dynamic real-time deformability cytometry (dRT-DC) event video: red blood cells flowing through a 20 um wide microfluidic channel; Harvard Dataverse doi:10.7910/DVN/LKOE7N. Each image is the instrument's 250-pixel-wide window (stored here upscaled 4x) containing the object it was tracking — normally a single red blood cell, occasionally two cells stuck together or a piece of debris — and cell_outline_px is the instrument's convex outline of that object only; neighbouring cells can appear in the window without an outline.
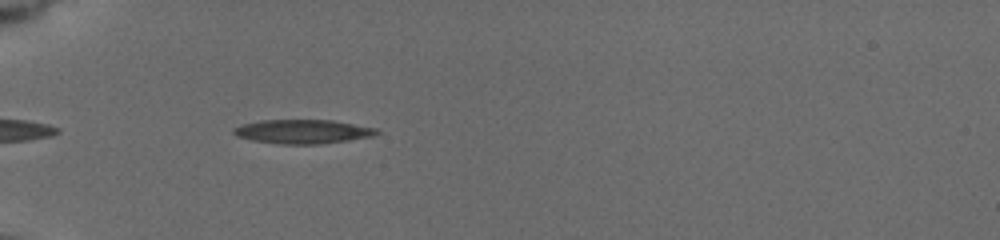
{"species": "common noctule bat (a hibernating species)", "species_latin": "Nyctalus noctula", "temperature_condition": "cold", "stored_images_in_passage": 50, "camera_frame_rate_fps": 3000, "um_per_image_px": 0.085, "animal": {"sex": "female", "body_mass_g": 19.5, "forearm_length_mm": 54.1}, "frame": {"image": 1, "passage_image": 6, "time_ms": 1.333, "image_size_px": [1000, 240], "cell_outline_px": [[380, 132], [376, 136], [320, 144], [280, 144], [252, 140], [236, 136], [232, 132], [232, 128], [240, 124], [260, 120], [332, 120], [376, 128]], "centroid_in_image_um": [25.71, 11.18], "position_along_channel_um": 59.3, "area_um2": 20.17}}
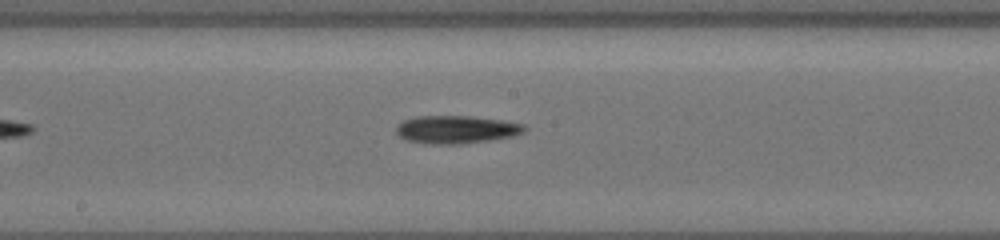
{"frame": {"image": 2, "passage_image": 27, "time_ms": 5.667, "image_size_px": [1000, 240], "cell_outline_px": [[528, 128], [524, 132], [512, 136], [488, 140], [460, 144], [428, 144], [404, 140], [396, 132], [396, 124], [404, 120], [416, 116], [468, 116], [500, 120], [524, 124]], "centroid_in_image_um": [38.74, 11.01], "position_along_channel_um": 209.5, "area_um2": 20.87}}
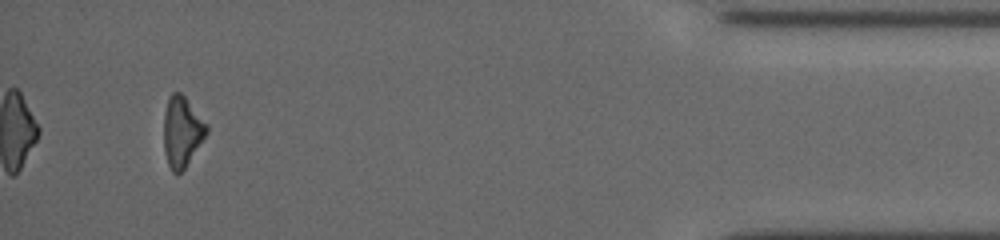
{"frame": {"image": 3, "passage_image": 44, "time_ms": 12.667, "image_size_px": [1000, 240], "cell_outline_px": [[208, 132], [184, 168], [180, 172], [172, 172], [168, 164], [164, 152], [164, 112], [168, 100], [172, 92], [180, 92], [184, 96], [208, 124]], "centroid_in_image_um": [15.46, 11.17], "position_along_channel_um": 419.7, "area_um2": 17.34}, "authors_computed_cell_mechanics": {"area_um2": 19.6231, "velocity_mm_per_s": 3.7881, "shape_relaxation_time_tau1_ms": 1.9063, "shape_relaxation_time_tau2_ms": null, "deformation_change_tau1": 0.1303, "deformation_change_tau2": null}}